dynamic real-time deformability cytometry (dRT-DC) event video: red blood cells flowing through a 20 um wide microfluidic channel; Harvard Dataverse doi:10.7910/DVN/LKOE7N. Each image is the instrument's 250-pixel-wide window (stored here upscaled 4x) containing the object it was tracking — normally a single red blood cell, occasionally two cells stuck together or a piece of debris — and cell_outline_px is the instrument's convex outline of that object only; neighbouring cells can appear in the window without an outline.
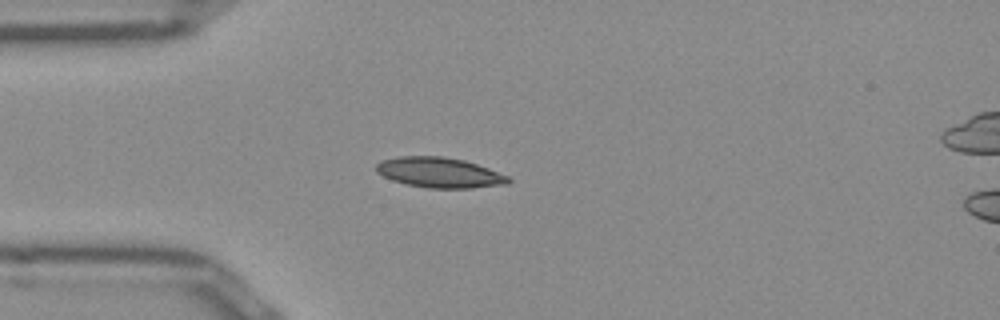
{"species": "Egyptian fruit bat (a non-hibernating species)", "species_latin": "Rousettus aegyptiacus", "temperature_condition": "room temperature", "stored_images_in_passage": 39, "camera_frame_rate_fps": 3000, "um_per_image_px": 0.085, "frame": {"image": 1, "passage_image": 1, "time_ms": 0.0, "image_size_px": [1000, 320], "cell_outline_px": [[512, 180], [508, 184], [472, 188], [428, 188], [408, 184], [392, 180], [376, 172], [376, 164], [380, 160], [400, 156], [440, 156], [464, 160], [488, 168], [508, 176]], "centroid_in_image_um": [37.35, 14.67], "position_along_channel_um": 47.6, "area_um2": 23.24}}
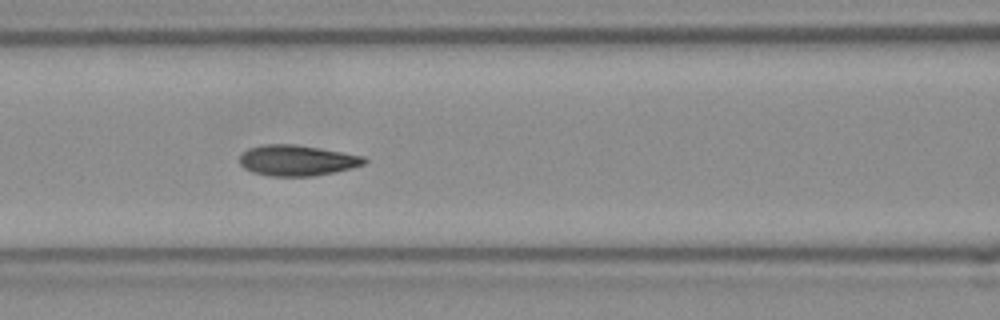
{"frame": {"image": 2, "passage_image": 9, "time_ms": 2.667, "image_size_px": [1000, 320], "cell_outline_px": [[368, 160], [364, 164], [352, 168], [336, 172], [312, 176], [272, 176], [252, 172], [244, 168], [240, 164], [240, 156], [248, 148], [264, 144], [296, 144], [364, 156]], "centroid_in_image_um": [25.25, 13.63], "position_along_channel_um": 141.3, "area_um2": 22.31}}
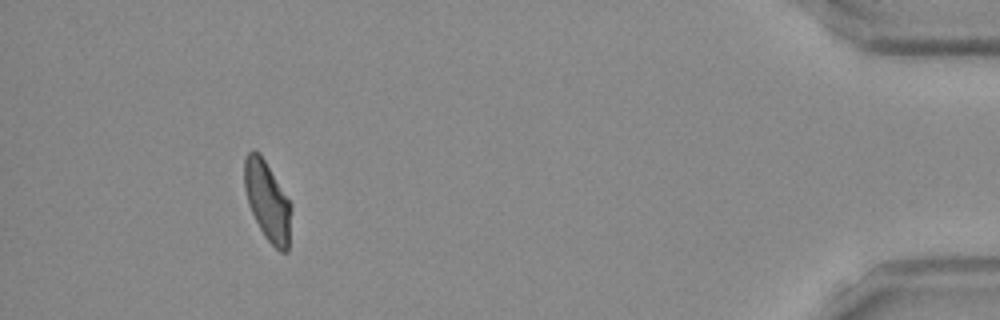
{"frame": {"image": 3, "passage_image": 35, "time_ms": 11.333, "image_size_px": [1000, 320], "cell_outline_px": [[292, 208], [288, 252], [280, 252], [264, 236], [248, 204], [244, 188], [244, 160], [248, 152], [252, 148], [260, 152], [292, 204]], "centroid_in_image_um": [22.74, 17.07], "position_along_channel_um": 412.5, "area_um2": 21.85}, "authors_computed_cell_mechanics": {"area_um2": 22.253, "velocity_mm_per_s": 3.9092, "shape_relaxation_time_tau1_ms": 4.4753, "shape_relaxation_time_tau2_ms": 1.6125, "deformation_change_tau1": 0.1405, "deformation_change_tau2": 0.0622}}